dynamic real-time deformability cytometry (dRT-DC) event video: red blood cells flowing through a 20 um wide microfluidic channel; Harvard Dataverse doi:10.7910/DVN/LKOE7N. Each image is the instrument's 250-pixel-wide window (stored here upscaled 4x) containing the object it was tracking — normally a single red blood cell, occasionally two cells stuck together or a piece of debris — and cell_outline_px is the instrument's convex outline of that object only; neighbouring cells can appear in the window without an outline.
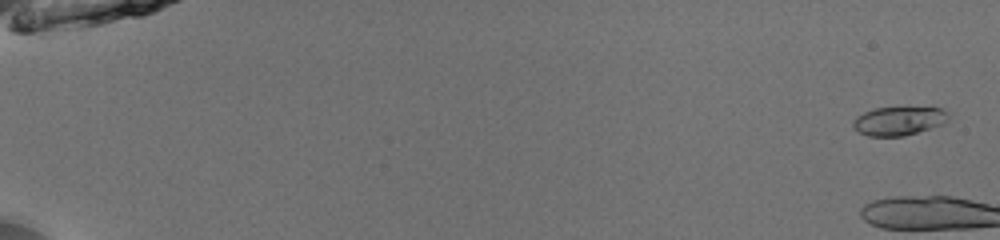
{"species": "common noctule bat (a hibernating species)", "species_latin": "Nyctalus noctula", "temperature_condition": "room temperature", "stored_images_in_passage": 7, "camera_frame_rate_fps": 3000, "um_per_image_px": 0.085, "animal": {"sex": "male", "body_mass_g": 13.0, "forearm_length_mm": 53.1}, "frame": {"image": 1, "passage_image": 2, "time_ms": 0.333, "image_size_px": [1000, 240], "cell_outline_px": [[948, 120], [940, 124], [904, 136], [868, 136], [856, 132], [852, 124], [852, 120], [856, 116], [864, 112], [876, 108], [944, 108], [948, 112]], "centroid_in_image_um": [76.33, 10.28], "position_along_channel_um": 8.7, "area_um2": 15.78}}